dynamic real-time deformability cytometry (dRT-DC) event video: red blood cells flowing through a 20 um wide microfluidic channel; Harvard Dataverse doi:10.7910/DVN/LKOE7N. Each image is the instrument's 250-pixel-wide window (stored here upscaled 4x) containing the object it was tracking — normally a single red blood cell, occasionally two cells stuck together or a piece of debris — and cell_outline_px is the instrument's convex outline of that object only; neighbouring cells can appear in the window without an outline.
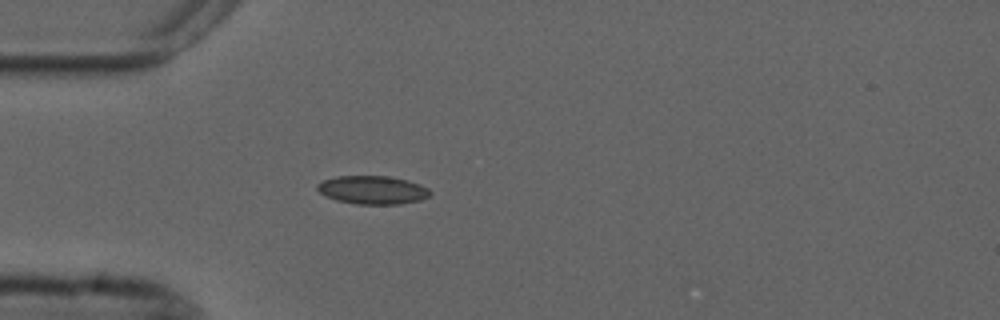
{"species": "common noctule bat (a hibernating species)", "species_latin": "Nyctalus noctula", "temperature_condition": "cold", "stored_images_in_passage": 18, "camera_frame_rate_fps": 3000, "um_per_image_px": 0.085, "animal": {"sex": "male", "forearm_length_mm": 52.5}, "frame": {"image": 1, "passage_image": 1, "time_ms": 0.0, "image_size_px": [1000, 320], "cell_outline_px": [[432, 192], [428, 196], [420, 200], [400, 204], [356, 204], [336, 200], [324, 196], [316, 188], [316, 184], [324, 180], [336, 176], [388, 176], [408, 180], [420, 184], [428, 188]], "centroid_in_image_um": [31.66, 16.14], "position_along_channel_um": 53.3, "area_um2": 18.73}}
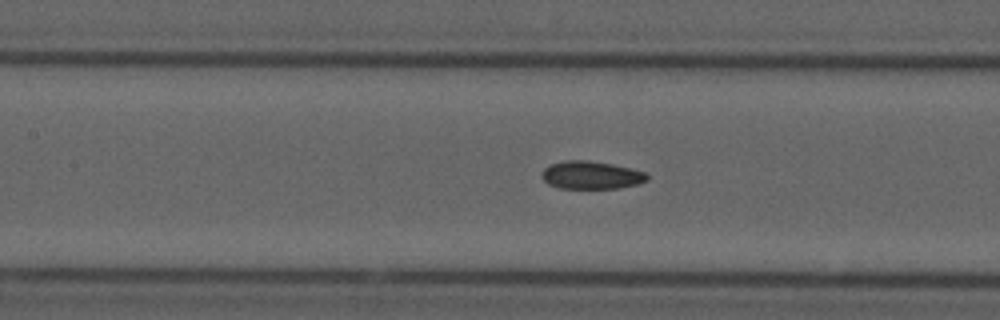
{"frame": {"image": 2, "passage_image": 10, "time_ms": 3.0, "image_size_px": [1000, 320], "cell_outline_px": [[648, 180], [636, 184], [620, 188], [560, 188], [548, 184], [540, 176], [544, 168], [552, 164], [564, 160], [588, 160], [612, 164], [632, 168], [644, 172], [648, 176]], "centroid_in_image_um": [50.24, 14.88], "position_along_channel_um": 157.2, "area_um2": 17.11}}
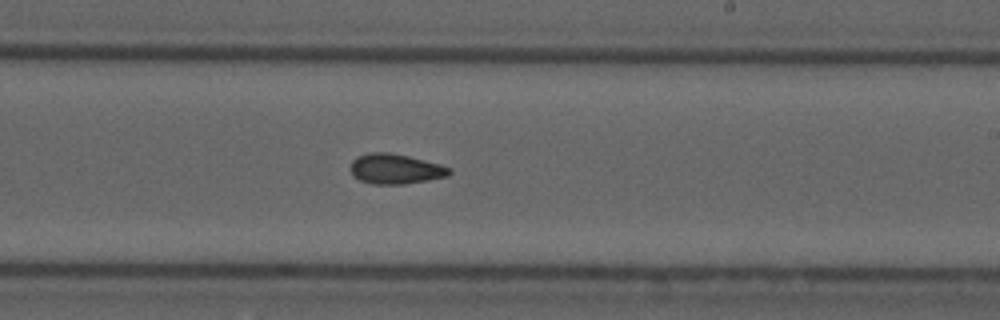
{"frame": {"image": 3, "passage_image": 18, "time_ms": 5.667, "image_size_px": [1000, 320], "cell_outline_px": [[452, 172], [448, 176], [428, 180], [404, 184], [372, 184], [360, 180], [352, 176], [348, 168], [352, 160], [356, 156], [372, 152], [388, 152], [408, 156], [440, 164], [452, 168]], "centroid_in_image_um": [33.58, 14.36], "position_along_channel_um": 255.4, "area_um2": 17.57}}